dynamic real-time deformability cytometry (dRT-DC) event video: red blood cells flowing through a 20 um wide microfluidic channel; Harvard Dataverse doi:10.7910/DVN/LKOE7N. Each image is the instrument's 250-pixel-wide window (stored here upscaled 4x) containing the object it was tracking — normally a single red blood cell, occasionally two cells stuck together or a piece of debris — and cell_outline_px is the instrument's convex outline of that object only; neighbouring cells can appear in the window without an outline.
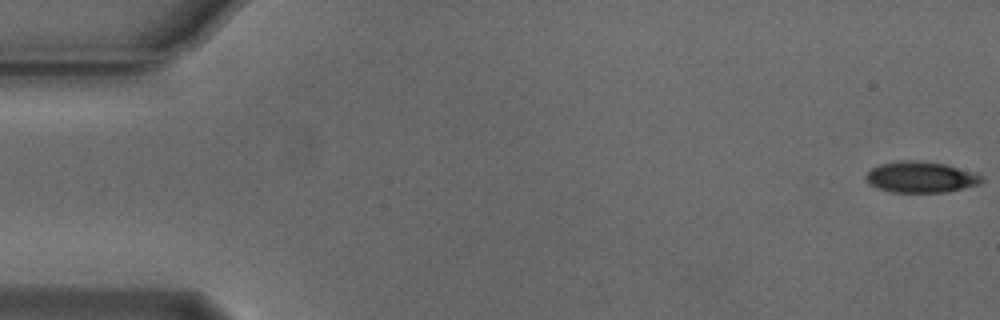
{"species": "Egyptian fruit bat (a non-hibernating species)", "species_latin": "Rousettus aegyptiacus", "temperature_condition": "cold", "stored_images_in_passage": 55, "camera_frame_rate_fps": 3000, "um_per_image_px": 0.085, "animal": {"sex": "male"}, "frame": {"image": 1, "passage_image": 1, "time_ms": 0.0, "image_size_px": [1000, 320], "cell_outline_px": [[984, 180], [980, 184], [948, 192], [892, 192], [876, 188], [868, 184], [864, 176], [872, 168], [880, 164], [900, 160], [916, 160], [944, 164], [984, 176]], "centroid_in_image_um": [78.24, 15.06], "position_along_channel_um": 6.8, "area_um2": 20.98}}
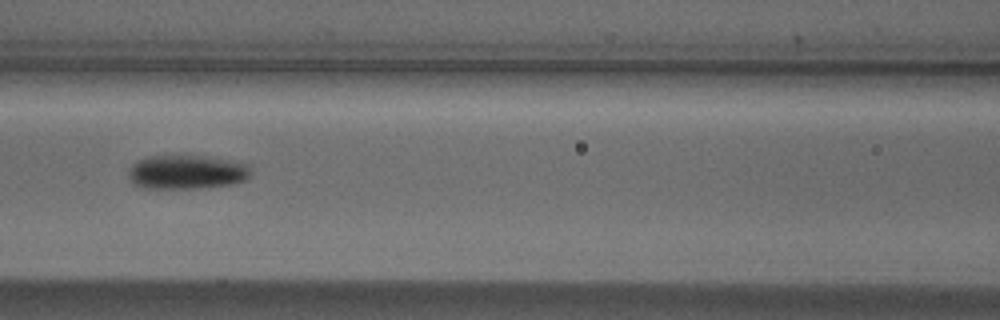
{"frame": {"image": 2, "passage_image": 24, "time_ms": 7.667, "image_size_px": [1000, 320], "cell_outline_px": [[252, 172], [244, 180], [232, 184], [196, 188], [140, 188], [128, 176], [128, 172], [132, 164], [136, 160], [148, 156], [204, 156], [228, 160], [248, 164]], "centroid_in_image_um": [15.85, 14.62], "position_along_channel_um": 150.8, "area_um2": 24.16}}
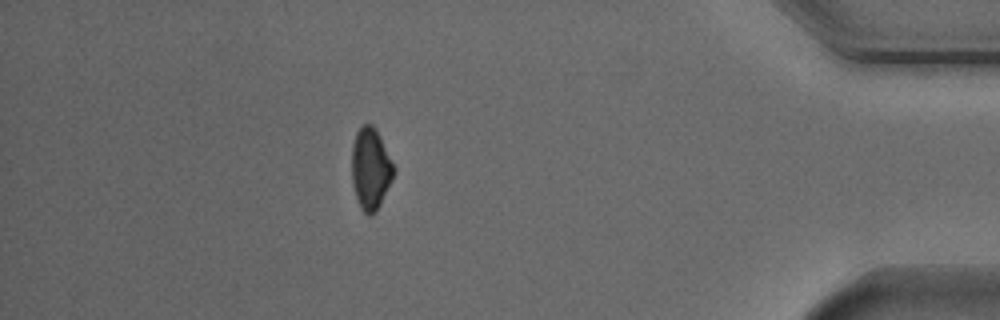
{"frame": {"image": 3, "passage_image": 48, "time_ms": 15.667, "image_size_px": [1000, 320], "cell_outline_px": [[396, 172], [376, 212], [372, 216], [368, 216], [360, 208], [352, 184], [352, 148], [356, 132], [364, 124], [372, 124], [376, 128], [396, 168]], "centroid_in_image_um": [31.51, 14.35], "position_along_channel_um": 403.7, "area_um2": 20.11}, "authors_computed_cell_mechanics": {"area_um2": 22.0796, "velocity_mm_per_s": 3.7629, "shape_relaxation_time_tau1_ms": 4.3729, "shape_relaxation_time_tau2_ms": null, "deformation_change_tau1": 0.0938, "deformation_change_tau2": null}}